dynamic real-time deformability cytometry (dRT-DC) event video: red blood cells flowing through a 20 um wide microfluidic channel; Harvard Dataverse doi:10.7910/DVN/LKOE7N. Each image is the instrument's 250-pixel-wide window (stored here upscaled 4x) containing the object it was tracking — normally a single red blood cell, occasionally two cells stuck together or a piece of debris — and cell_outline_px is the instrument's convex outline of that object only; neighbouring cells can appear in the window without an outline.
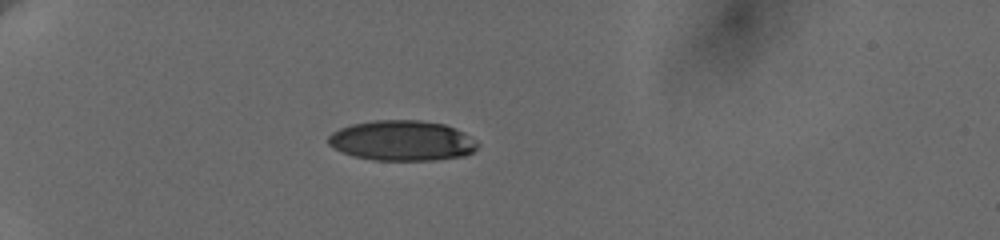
{"species": "human", "species_latin": "Homo sapiens", "temperature_condition": "cold", "stored_images_in_passage": 49, "camera_frame_rate_fps": 3000, "um_per_image_px": 0.085, "donor": {"sex": "female"}, "frame": {"image": 1, "passage_image": 1, "time_ms": 0.0, "image_size_px": [1000, 240], "cell_outline_px": [[480, 144], [472, 152], [464, 156], [436, 160], [372, 160], [352, 156], [328, 144], [328, 136], [332, 132], [340, 128], [352, 124], [376, 120], [416, 120], [444, 124], [464, 132]], "centroid_in_image_um": [34.18, 11.96], "position_along_channel_um": 50.8, "area_um2": 34.97}}
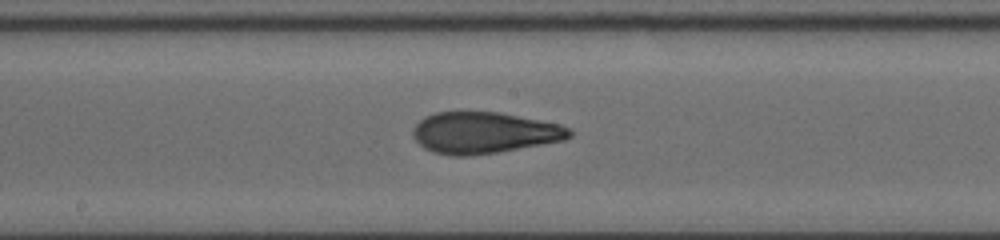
{"frame": {"image": 2, "passage_image": 18, "time_ms": 5.333, "image_size_px": [1000, 240], "cell_outline_px": [[572, 136], [564, 140], [496, 152], [464, 156], [452, 156], [432, 152], [424, 148], [412, 136], [412, 128], [424, 116], [436, 112], [500, 112], [560, 124], [572, 128]], "centroid_in_image_um": [41.13, 11.28], "position_along_channel_um": 207.1, "area_um2": 37.74}}
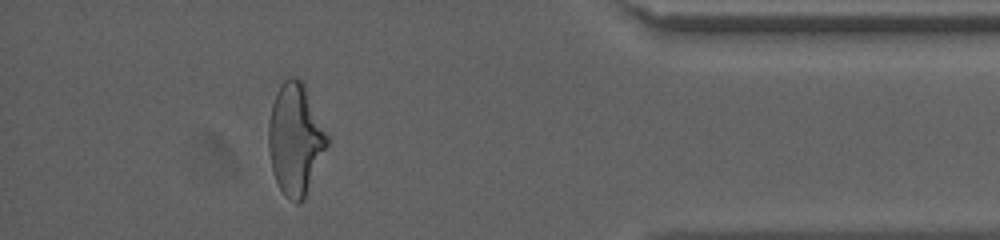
{"frame": {"image": 3, "passage_image": 38, "time_ms": 11.667, "image_size_px": [1000, 240], "cell_outline_px": [[328, 144], [304, 200], [300, 204], [296, 204], [284, 196], [272, 172], [268, 148], [268, 124], [272, 104], [276, 92], [280, 84], [288, 76], [296, 76], [304, 84], [328, 136]], "centroid_in_image_um": [25.08, 11.85], "position_along_channel_um": 410.1, "area_um2": 38.09}, "authors_computed_cell_mechanics": {"area_um2": 37.57, "velocity_mm_per_s": 3.6618, "shape_relaxation_time_tau1_ms": 7.7926, "shape_relaxation_time_tau2_ms": 1.1628, "deformation_change_tau1": 0.2248, "deformation_change_tau2": 0.0757}}